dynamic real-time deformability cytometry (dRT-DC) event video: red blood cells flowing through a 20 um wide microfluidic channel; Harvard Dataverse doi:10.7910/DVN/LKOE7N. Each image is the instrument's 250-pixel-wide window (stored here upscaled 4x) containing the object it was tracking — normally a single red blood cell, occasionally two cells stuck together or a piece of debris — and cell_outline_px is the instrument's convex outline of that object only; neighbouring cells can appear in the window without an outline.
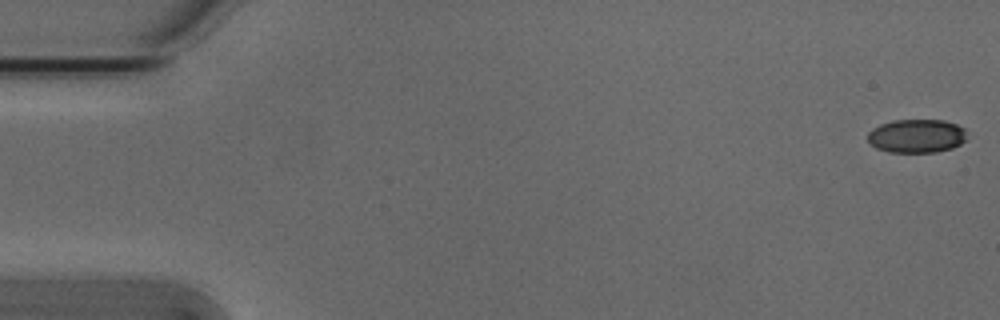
{"species": "Egyptian fruit bat (a non-hibernating species)", "species_latin": "Rousettus aegyptiacus", "temperature_condition": "cold", "stored_images_in_passage": 54, "camera_frame_rate_fps": 3000, "um_per_image_px": 0.085, "animal": {"sex": "male"}, "frame": {"image": 1, "passage_image": 1, "time_ms": 0.0, "image_size_px": [1000, 320], "cell_outline_px": [[968, 140], [952, 148], [936, 152], [888, 152], [876, 148], [868, 140], [868, 132], [872, 128], [880, 124], [892, 120], [944, 120], [956, 124], [964, 128]], "centroid_in_image_um": [77.93, 11.55], "position_along_channel_um": 7.1, "area_um2": 19.59}}
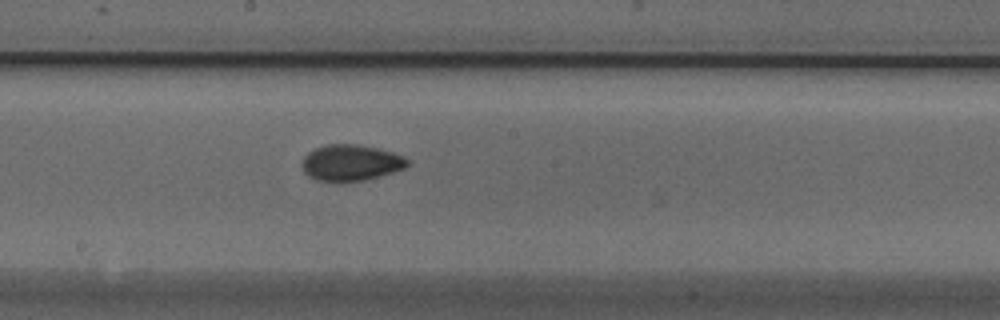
{"frame": {"image": 2, "passage_image": 29, "time_ms": 9.333, "image_size_px": [1000, 320], "cell_outline_px": [[412, 164], [404, 168], [392, 172], [364, 180], [316, 180], [308, 176], [304, 172], [300, 164], [304, 156], [308, 152], [316, 148], [328, 144], [356, 144], [376, 148], [392, 152], [404, 156], [412, 160]], "centroid_in_image_um": [29.84, 13.81], "position_along_channel_um": 218.4, "area_um2": 22.08}}
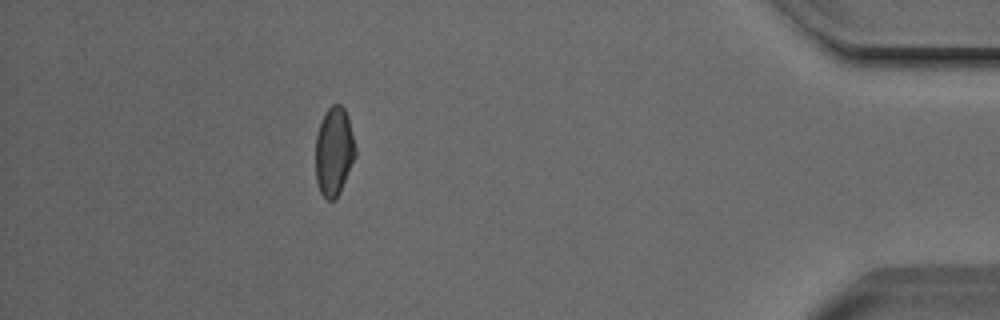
{"frame": {"image": 3, "passage_image": 48, "time_ms": 15.667, "image_size_px": [1000, 320], "cell_outline_px": [[356, 156], [340, 192], [332, 200], [328, 200], [320, 192], [316, 180], [316, 136], [320, 124], [328, 108], [332, 104], [340, 104], [344, 108], [348, 116], [356, 148]], "centroid_in_image_um": [28.4, 12.86], "position_along_channel_um": 406.8, "area_um2": 20.46}, "authors_computed_cell_mechanics": {"area_um2": 21.0392, "velocity_mm_per_s": 3.8399, "shape_relaxation_time_tau1_ms": 4.0218, "shape_relaxation_time_tau2_ms": 3.19, "deformation_change_tau1": 0.1081, "deformation_change_tau2": 0.0569}}